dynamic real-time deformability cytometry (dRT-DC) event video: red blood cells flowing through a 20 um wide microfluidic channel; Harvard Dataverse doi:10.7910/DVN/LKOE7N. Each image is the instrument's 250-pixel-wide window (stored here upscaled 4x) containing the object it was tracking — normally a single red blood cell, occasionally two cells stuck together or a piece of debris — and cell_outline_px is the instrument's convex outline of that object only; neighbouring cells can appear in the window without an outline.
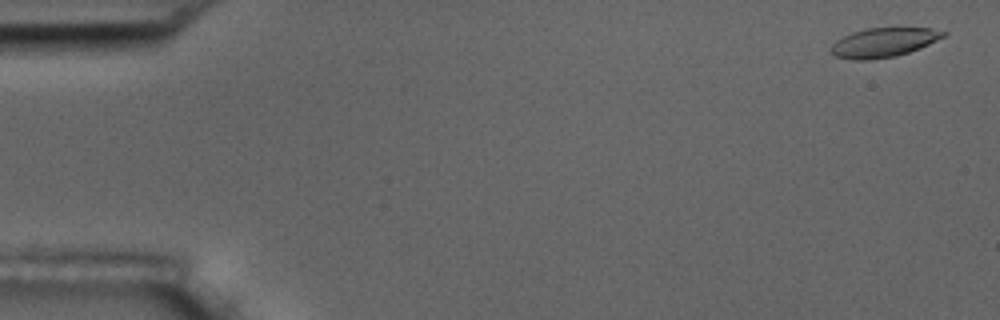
{"species": "common noctule bat (a hibernating species)", "species_latin": "Nyctalus noctula", "temperature_condition": "room temperature", "stored_images_in_passage": 56, "camera_frame_rate_fps": 3000, "um_per_image_px": 0.085, "animal": {"sex": "male", "body_mass_g": 17.5, "forearm_length_mm": 52.3}, "frame": {"image": 1, "passage_image": 2, "time_ms": 0.333, "image_size_px": [1000, 320], "cell_outline_px": [[948, 32], [944, 36], [920, 48], [896, 56], [864, 60], [852, 60], [832, 56], [828, 48], [836, 40], [852, 32], [868, 28], [932, 28]], "centroid_in_image_um": [75.05, 3.62], "position_along_channel_um": 10.0, "area_um2": 19.19}}
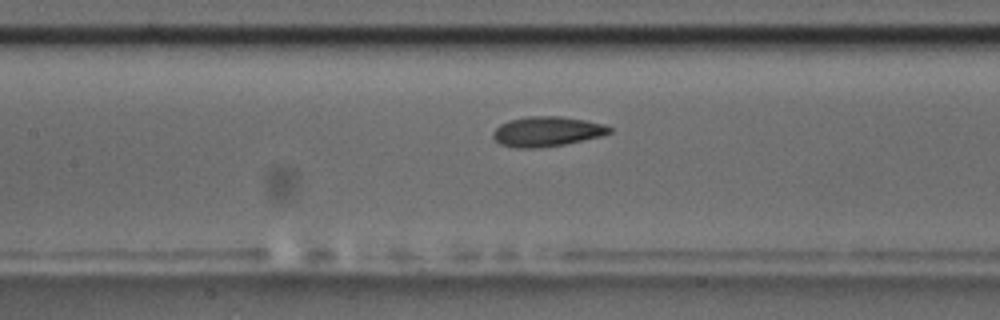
{"frame": {"image": 2, "passage_image": 26, "time_ms": 8.333, "image_size_px": [1000, 320], "cell_outline_px": [[612, 132], [600, 136], [564, 144], [540, 148], [516, 148], [500, 144], [492, 136], [492, 132], [500, 124], [508, 120], [528, 116], [560, 116], [584, 120], [604, 124], [612, 128]], "centroid_in_image_um": [46.46, 11.17], "position_along_channel_um": 160.9, "area_um2": 20.29}}
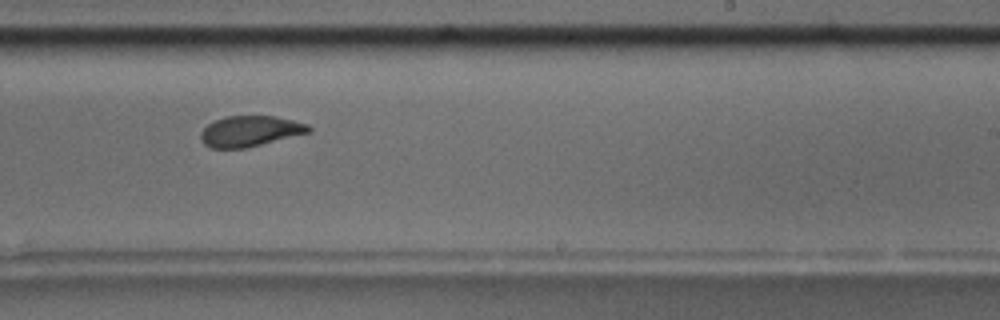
{"frame": {"image": 3, "passage_image": 35, "time_ms": 11.333, "image_size_px": [1000, 320], "cell_outline_px": [[312, 132], [244, 148], [212, 148], [204, 144], [200, 140], [200, 132], [208, 124], [216, 120], [228, 116], [276, 116], [308, 124], [312, 128]], "centroid_in_image_um": [21.27, 11.15], "position_along_channel_um": 267.7, "area_um2": 19.25}, "authors_computed_cell_mechanics": {"area_um2": 19.9988, "velocity_mm_per_s": 3.5802, "shape_relaxation_time_tau1_ms": 5.7778, "shape_relaxation_time_tau2_ms": 1.6165, "deformation_change_tau1": 0.1444, "deformation_change_tau2": 0.0729}}